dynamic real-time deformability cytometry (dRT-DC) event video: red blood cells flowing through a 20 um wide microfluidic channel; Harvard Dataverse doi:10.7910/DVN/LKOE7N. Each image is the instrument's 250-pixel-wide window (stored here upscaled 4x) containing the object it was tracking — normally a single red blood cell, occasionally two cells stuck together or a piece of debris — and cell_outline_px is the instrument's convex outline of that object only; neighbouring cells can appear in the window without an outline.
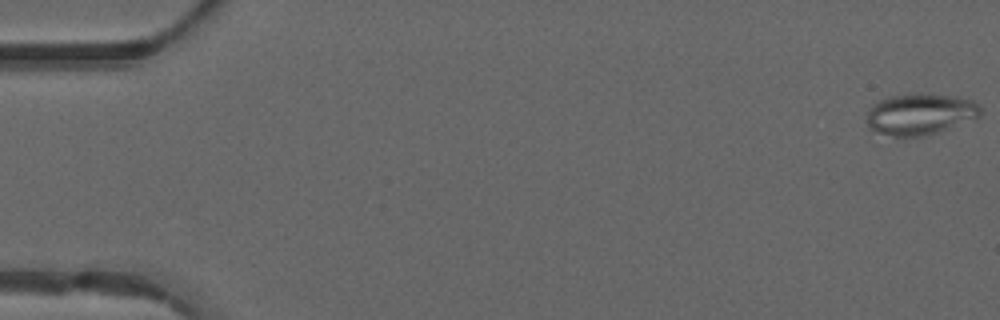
{"species": "common noctule bat (a hibernating species)", "species_latin": "Nyctalus noctula", "temperature_condition": "warm", "stored_images_in_passage": 29, "camera_frame_rate_fps": 3000, "um_per_image_px": 0.085, "animal": {"sex": "male", "forearm_length_mm": 52.5}, "frame": {"image": 1, "passage_image": 1, "time_ms": 0.0, "image_size_px": [1000, 320], "cell_outline_px": [[980, 116], [940, 132], [924, 136], [892, 136], [876, 132], [868, 128], [864, 120], [868, 108], [872, 104], [888, 96], [912, 92], [924, 92], [956, 96], [972, 100], [980, 104]], "centroid_in_image_um": [78.16, 9.67], "position_along_channel_um": 6.8, "area_um2": 28.21}}
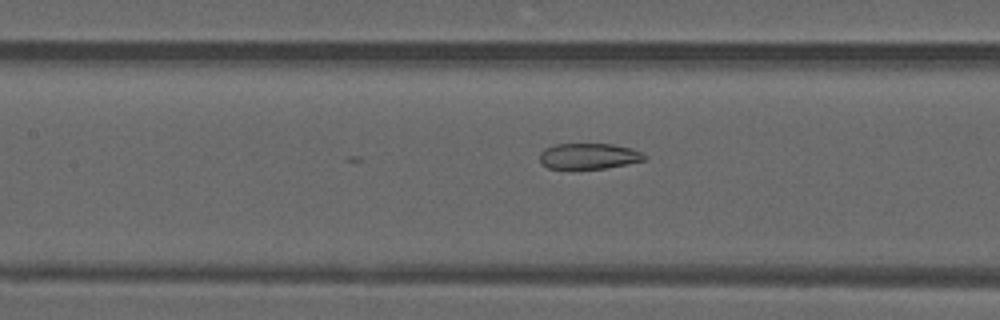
{"frame": {"image": 2, "passage_image": 23, "time_ms": 7.333, "image_size_px": [1000, 320], "cell_outline_px": [[648, 160], [628, 164], [604, 168], [572, 172], [548, 168], [540, 164], [540, 152], [544, 148], [556, 144], [612, 144], [632, 148], [648, 156]], "centroid_in_image_um": [50.01, 13.32], "position_along_channel_um": 157.4, "area_um2": 16.65}}
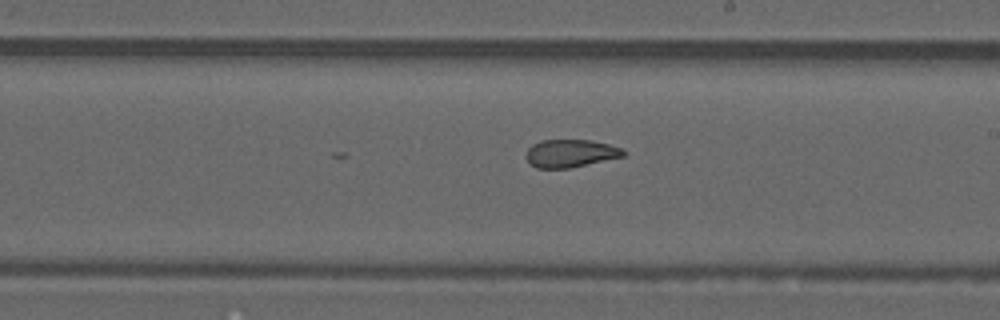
{"frame": {"image": 3, "passage_image": 29, "time_ms": 9.333, "image_size_px": [1000, 320], "cell_outline_px": [[628, 152], [624, 156], [568, 168], [536, 168], [524, 156], [528, 148], [532, 144], [540, 140], [592, 140], [624, 148]], "centroid_in_image_um": [48.5, 13.02], "position_along_channel_um": 240.5, "area_um2": 15.84}}